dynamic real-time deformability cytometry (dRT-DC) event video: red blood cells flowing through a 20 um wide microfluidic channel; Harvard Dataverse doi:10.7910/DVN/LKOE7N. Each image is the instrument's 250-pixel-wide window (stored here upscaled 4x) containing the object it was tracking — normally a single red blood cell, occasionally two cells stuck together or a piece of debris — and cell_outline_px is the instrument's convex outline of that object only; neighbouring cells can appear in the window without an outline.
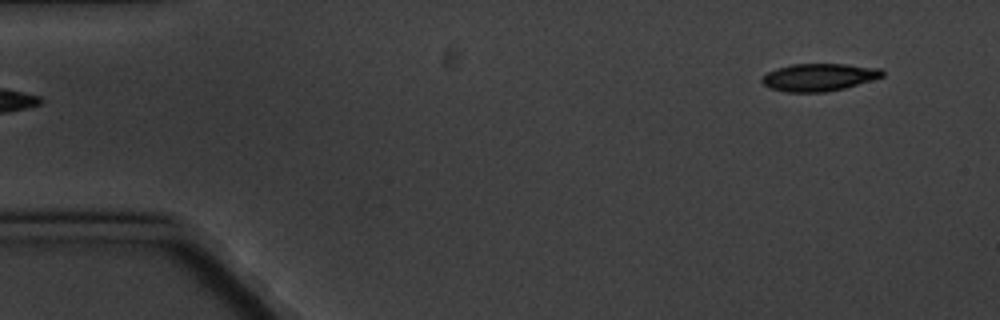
{"species": "common noctule bat (a hibernating species)", "species_latin": "Nyctalus noctula", "temperature_condition": "cold", "stored_images_in_passage": 6, "segment_of_instrument_passage": [2, 2], "camera_frame_rate_fps": 3000, "um_per_image_px": 0.085, "animal": {"sex": "male", "body_mass_g": 20.1, "forearm_length_mm": 53.5}, "frame": {"image": 1, "passage_image": 6, "time_ms": 6.667, "image_size_px": [1000, 320], "cell_outline_px": [[884, 76], [844, 88], [824, 92], [784, 92], [772, 88], [764, 84], [760, 80], [768, 72], [776, 68], [792, 64], [844, 64], [880, 68], [884, 72]], "centroid_in_image_um": [69.6, 6.56], "position_along_channel_um": 15.4, "area_um2": 19.13}}